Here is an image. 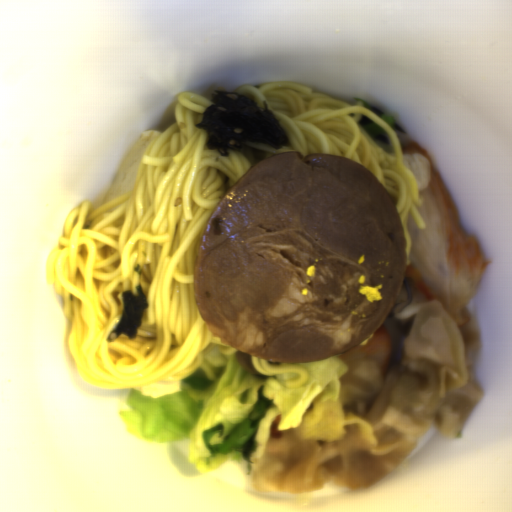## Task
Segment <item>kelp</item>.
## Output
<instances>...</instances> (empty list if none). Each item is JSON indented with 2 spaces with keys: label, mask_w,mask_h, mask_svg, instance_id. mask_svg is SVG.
I'll return each instance as SVG.
<instances>
[{
  "label": "kelp",
  "mask_w": 512,
  "mask_h": 512,
  "mask_svg": "<svg viewBox=\"0 0 512 512\" xmlns=\"http://www.w3.org/2000/svg\"><path fill=\"white\" fill-rule=\"evenodd\" d=\"M240 366L244 368L247 372H250L252 374H261L254 366L253 361L251 359L252 354H249L247 352L238 350L234 352Z\"/></svg>",
  "instance_id": "kelp-3"
},
{
  "label": "kelp",
  "mask_w": 512,
  "mask_h": 512,
  "mask_svg": "<svg viewBox=\"0 0 512 512\" xmlns=\"http://www.w3.org/2000/svg\"><path fill=\"white\" fill-rule=\"evenodd\" d=\"M137 294L132 290L122 292V315L116 326L107 335L106 343H113L119 336L129 340L136 339L137 331L143 324V313L149 309V301L142 285L135 286Z\"/></svg>",
  "instance_id": "kelp-2"
},
{
  "label": "kelp",
  "mask_w": 512,
  "mask_h": 512,
  "mask_svg": "<svg viewBox=\"0 0 512 512\" xmlns=\"http://www.w3.org/2000/svg\"><path fill=\"white\" fill-rule=\"evenodd\" d=\"M211 100L194 125L207 132L208 149L225 157L241 151L244 143H262L275 150L289 143V133L267 100L257 103L230 89L214 90Z\"/></svg>",
  "instance_id": "kelp-1"
}]
</instances>
